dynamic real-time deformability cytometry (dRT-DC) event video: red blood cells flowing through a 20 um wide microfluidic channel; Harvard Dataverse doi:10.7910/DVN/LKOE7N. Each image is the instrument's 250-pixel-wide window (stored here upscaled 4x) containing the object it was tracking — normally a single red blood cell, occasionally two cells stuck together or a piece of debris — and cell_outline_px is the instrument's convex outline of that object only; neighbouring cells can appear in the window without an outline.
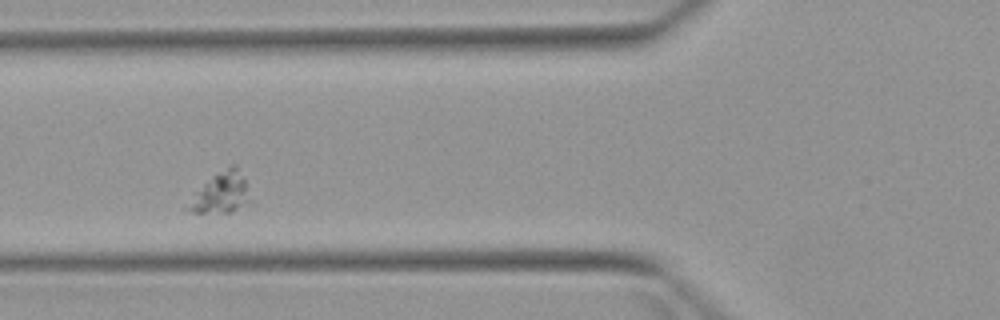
{"species": "Egyptian fruit bat (a non-hibernating species)", "species_latin": "Rousettus aegyptiacus", "temperature_condition": "warm", "stored_images_in_passage": 7, "camera_frame_rate_fps": 3000, "um_per_image_px": 0.085, "animal": {"sex": "female"}, "frame": {"image": 1, "passage_image": 3, "time_ms": 2.333, "image_size_px": [1000, 320], "cell_outline_px": [[252, 200], [248, 204], [232, 212], [192, 212], [180, 208], [212, 176], [228, 164], [236, 164], [244, 180]], "centroid_in_image_um": [18.77, 16.4], "position_along_channel_um": 107.0, "area_um2": 14.91}}
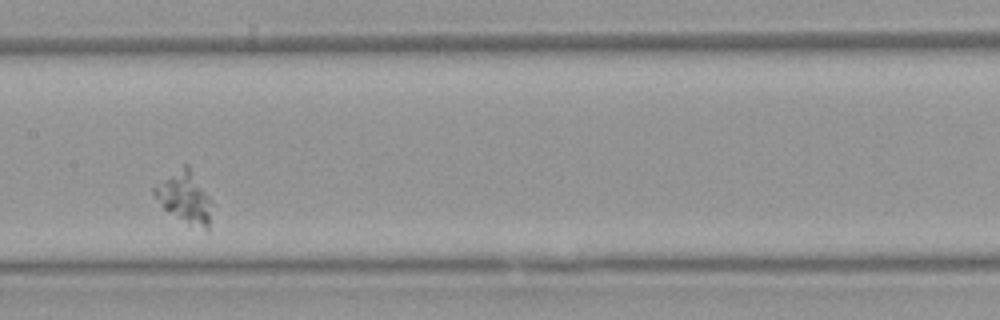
{"frame": {"image": 2, "passage_image": 5, "time_ms": 4.667, "image_size_px": [1000, 320], "cell_outline_px": [[212, 204], [208, 232], [176, 216], [164, 208], [152, 192], [152, 188], [184, 164], [188, 164], [212, 200]], "centroid_in_image_um": [15.74, 16.77], "position_along_channel_um": 191.7, "area_um2": 16.82}}
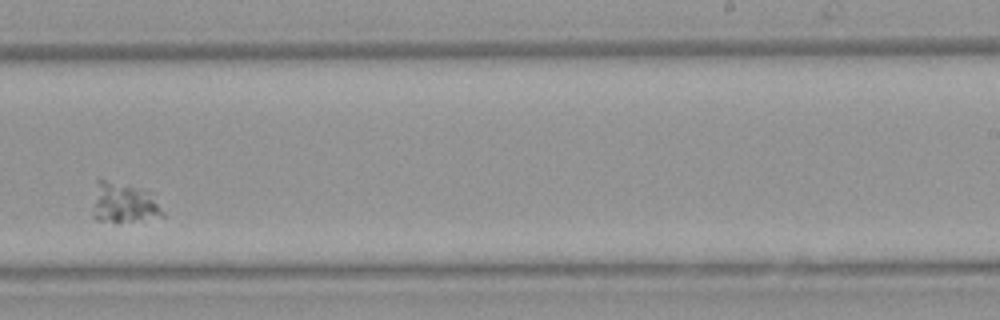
{"frame": {"image": 3, "passage_image": 7, "time_ms": 7.0, "image_size_px": [1000, 320], "cell_outline_px": [[164, 216], [116, 224], [96, 220], [92, 216], [96, 180], [104, 180], [152, 192], [164, 212]], "centroid_in_image_um": [10.51, 17.3], "position_along_channel_um": 278.5, "area_um2": 16.53}}